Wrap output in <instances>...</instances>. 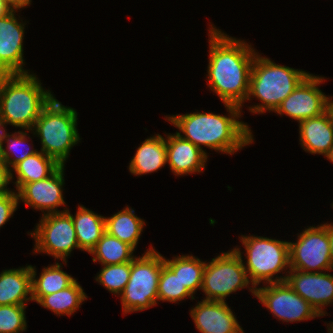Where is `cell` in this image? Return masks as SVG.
Returning a JSON list of instances; mask_svg holds the SVG:
<instances>
[{
	"label": "cell",
	"instance_id": "obj_1",
	"mask_svg": "<svg viewBox=\"0 0 333 333\" xmlns=\"http://www.w3.org/2000/svg\"><path fill=\"white\" fill-rule=\"evenodd\" d=\"M210 26L208 85L224 104L242 107L257 53L251 45Z\"/></svg>",
	"mask_w": 333,
	"mask_h": 333
},
{
	"label": "cell",
	"instance_id": "obj_2",
	"mask_svg": "<svg viewBox=\"0 0 333 333\" xmlns=\"http://www.w3.org/2000/svg\"><path fill=\"white\" fill-rule=\"evenodd\" d=\"M230 116L213 113H188L185 115L166 116L181 132V138L190 141L198 148L202 145L219 152L233 154L242 147L252 143L253 135L247 124L237 120L241 115V107L224 104Z\"/></svg>",
	"mask_w": 333,
	"mask_h": 333
},
{
	"label": "cell",
	"instance_id": "obj_3",
	"mask_svg": "<svg viewBox=\"0 0 333 333\" xmlns=\"http://www.w3.org/2000/svg\"><path fill=\"white\" fill-rule=\"evenodd\" d=\"M32 74L0 77V117L15 127L32 130L42 110L54 98Z\"/></svg>",
	"mask_w": 333,
	"mask_h": 333
},
{
	"label": "cell",
	"instance_id": "obj_4",
	"mask_svg": "<svg viewBox=\"0 0 333 333\" xmlns=\"http://www.w3.org/2000/svg\"><path fill=\"white\" fill-rule=\"evenodd\" d=\"M302 70L281 66L256 54L246 100L255 96L262 104L249 107L252 113L275 111L282 101L309 75Z\"/></svg>",
	"mask_w": 333,
	"mask_h": 333
},
{
	"label": "cell",
	"instance_id": "obj_5",
	"mask_svg": "<svg viewBox=\"0 0 333 333\" xmlns=\"http://www.w3.org/2000/svg\"><path fill=\"white\" fill-rule=\"evenodd\" d=\"M76 126V110L54 97L40 113L32 131L41 138V151L64 165L71 148L80 140Z\"/></svg>",
	"mask_w": 333,
	"mask_h": 333
},
{
	"label": "cell",
	"instance_id": "obj_6",
	"mask_svg": "<svg viewBox=\"0 0 333 333\" xmlns=\"http://www.w3.org/2000/svg\"><path fill=\"white\" fill-rule=\"evenodd\" d=\"M241 241L247 255V264L243 265L250 277L253 286L250 291L254 296L255 288L261 281L267 284L285 282L287 276H276L275 279L273 276L290 268L289 242L255 235H242Z\"/></svg>",
	"mask_w": 333,
	"mask_h": 333
},
{
	"label": "cell",
	"instance_id": "obj_7",
	"mask_svg": "<svg viewBox=\"0 0 333 333\" xmlns=\"http://www.w3.org/2000/svg\"><path fill=\"white\" fill-rule=\"evenodd\" d=\"M164 257L152 247L131 261L129 281L121 293L124 313L143 311L158 301V281Z\"/></svg>",
	"mask_w": 333,
	"mask_h": 333
},
{
	"label": "cell",
	"instance_id": "obj_8",
	"mask_svg": "<svg viewBox=\"0 0 333 333\" xmlns=\"http://www.w3.org/2000/svg\"><path fill=\"white\" fill-rule=\"evenodd\" d=\"M249 284L240 248H234L206 263L201 290L206 295L204 300L225 302L228 295Z\"/></svg>",
	"mask_w": 333,
	"mask_h": 333
},
{
	"label": "cell",
	"instance_id": "obj_9",
	"mask_svg": "<svg viewBox=\"0 0 333 333\" xmlns=\"http://www.w3.org/2000/svg\"><path fill=\"white\" fill-rule=\"evenodd\" d=\"M42 215L40 223L30 233L36 243L34 251L45 252L66 263L71 251L79 248L72 215L69 209Z\"/></svg>",
	"mask_w": 333,
	"mask_h": 333
},
{
	"label": "cell",
	"instance_id": "obj_10",
	"mask_svg": "<svg viewBox=\"0 0 333 333\" xmlns=\"http://www.w3.org/2000/svg\"><path fill=\"white\" fill-rule=\"evenodd\" d=\"M290 268L302 272L333 270L330 242L326 226L308 227L295 243L289 242ZM313 269V271H311Z\"/></svg>",
	"mask_w": 333,
	"mask_h": 333
},
{
	"label": "cell",
	"instance_id": "obj_11",
	"mask_svg": "<svg viewBox=\"0 0 333 333\" xmlns=\"http://www.w3.org/2000/svg\"><path fill=\"white\" fill-rule=\"evenodd\" d=\"M255 296L278 319L284 322L305 321L320 317L315 308L286 282L255 288Z\"/></svg>",
	"mask_w": 333,
	"mask_h": 333
},
{
	"label": "cell",
	"instance_id": "obj_12",
	"mask_svg": "<svg viewBox=\"0 0 333 333\" xmlns=\"http://www.w3.org/2000/svg\"><path fill=\"white\" fill-rule=\"evenodd\" d=\"M324 77L309 74L274 111L283 113L298 122L323 114L328 109V99L317 87Z\"/></svg>",
	"mask_w": 333,
	"mask_h": 333
},
{
	"label": "cell",
	"instance_id": "obj_13",
	"mask_svg": "<svg viewBox=\"0 0 333 333\" xmlns=\"http://www.w3.org/2000/svg\"><path fill=\"white\" fill-rule=\"evenodd\" d=\"M16 10L0 18V77L10 74H28L23 69L24 25L15 17Z\"/></svg>",
	"mask_w": 333,
	"mask_h": 333
},
{
	"label": "cell",
	"instance_id": "obj_14",
	"mask_svg": "<svg viewBox=\"0 0 333 333\" xmlns=\"http://www.w3.org/2000/svg\"><path fill=\"white\" fill-rule=\"evenodd\" d=\"M285 282L315 310L324 316L323 307L333 304V275L320 272H302L289 269Z\"/></svg>",
	"mask_w": 333,
	"mask_h": 333
},
{
	"label": "cell",
	"instance_id": "obj_15",
	"mask_svg": "<svg viewBox=\"0 0 333 333\" xmlns=\"http://www.w3.org/2000/svg\"><path fill=\"white\" fill-rule=\"evenodd\" d=\"M64 165H61L48 178L22 185L17 192L18 200L46 214L60 213L56 208L65 205L62 188L64 184Z\"/></svg>",
	"mask_w": 333,
	"mask_h": 333
},
{
	"label": "cell",
	"instance_id": "obj_16",
	"mask_svg": "<svg viewBox=\"0 0 333 333\" xmlns=\"http://www.w3.org/2000/svg\"><path fill=\"white\" fill-rule=\"evenodd\" d=\"M190 313L201 333H244L226 302L202 300Z\"/></svg>",
	"mask_w": 333,
	"mask_h": 333
},
{
	"label": "cell",
	"instance_id": "obj_17",
	"mask_svg": "<svg viewBox=\"0 0 333 333\" xmlns=\"http://www.w3.org/2000/svg\"><path fill=\"white\" fill-rule=\"evenodd\" d=\"M166 151L167 163L174 175L202 172L205 168L206 152L177 133L167 136Z\"/></svg>",
	"mask_w": 333,
	"mask_h": 333
},
{
	"label": "cell",
	"instance_id": "obj_18",
	"mask_svg": "<svg viewBox=\"0 0 333 333\" xmlns=\"http://www.w3.org/2000/svg\"><path fill=\"white\" fill-rule=\"evenodd\" d=\"M301 146L311 154L325 155L333 146V118L328 109L299 122Z\"/></svg>",
	"mask_w": 333,
	"mask_h": 333
},
{
	"label": "cell",
	"instance_id": "obj_19",
	"mask_svg": "<svg viewBox=\"0 0 333 333\" xmlns=\"http://www.w3.org/2000/svg\"><path fill=\"white\" fill-rule=\"evenodd\" d=\"M30 265L20 269L4 270L0 274V306L26 305L33 301ZM30 295V297H27Z\"/></svg>",
	"mask_w": 333,
	"mask_h": 333
},
{
	"label": "cell",
	"instance_id": "obj_20",
	"mask_svg": "<svg viewBox=\"0 0 333 333\" xmlns=\"http://www.w3.org/2000/svg\"><path fill=\"white\" fill-rule=\"evenodd\" d=\"M167 163L166 139L161 135L145 139L129 164L133 175H143L161 169Z\"/></svg>",
	"mask_w": 333,
	"mask_h": 333
},
{
	"label": "cell",
	"instance_id": "obj_21",
	"mask_svg": "<svg viewBox=\"0 0 333 333\" xmlns=\"http://www.w3.org/2000/svg\"><path fill=\"white\" fill-rule=\"evenodd\" d=\"M79 249L88 253L106 232L105 217L79 206L75 217L72 215Z\"/></svg>",
	"mask_w": 333,
	"mask_h": 333
},
{
	"label": "cell",
	"instance_id": "obj_22",
	"mask_svg": "<svg viewBox=\"0 0 333 333\" xmlns=\"http://www.w3.org/2000/svg\"><path fill=\"white\" fill-rule=\"evenodd\" d=\"M60 166L54 158L42 151L30 155L12 168L17 175L16 189L18 190L24 184L48 178Z\"/></svg>",
	"mask_w": 333,
	"mask_h": 333
},
{
	"label": "cell",
	"instance_id": "obj_23",
	"mask_svg": "<svg viewBox=\"0 0 333 333\" xmlns=\"http://www.w3.org/2000/svg\"><path fill=\"white\" fill-rule=\"evenodd\" d=\"M144 223L141 218L135 215L134 210L129 207H125V209L111 217H105L106 232L134 249L143 231Z\"/></svg>",
	"mask_w": 333,
	"mask_h": 333
},
{
	"label": "cell",
	"instance_id": "obj_24",
	"mask_svg": "<svg viewBox=\"0 0 333 333\" xmlns=\"http://www.w3.org/2000/svg\"><path fill=\"white\" fill-rule=\"evenodd\" d=\"M61 263L48 266L42 269L40 277L37 279L35 267L30 265L32 299L38 302L43 296L64 290L71 286L76 280L71 275L61 270Z\"/></svg>",
	"mask_w": 333,
	"mask_h": 333
},
{
	"label": "cell",
	"instance_id": "obj_25",
	"mask_svg": "<svg viewBox=\"0 0 333 333\" xmlns=\"http://www.w3.org/2000/svg\"><path fill=\"white\" fill-rule=\"evenodd\" d=\"M134 248L107 232L99 239L89 254L94 255L93 262H101L102 265H114L131 262Z\"/></svg>",
	"mask_w": 333,
	"mask_h": 333
},
{
	"label": "cell",
	"instance_id": "obj_26",
	"mask_svg": "<svg viewBox=\"0 0 333 333\" xmlns=\"http://www.w3.org/2000/svg\"><path fill=\"white\" fill-rule=\"evenodd\" d=\"M164 264L174 273L178 274L182 284L194 294L197 289H201L203 272L206 262L191 255H183L166 260Z\"/></svg>",
	"mask_w": 333,
	"mask_h": 333
},
{
	"label": "cell",
	"instance_id": "obj_27",
	"mask_svg": "<svg viewBox=\"0 0 333 333\" xmlns=\"http://www.w3.org/2000/svg\"><path fill=\"white\" fill-rule=\"evenodd\" d=\"M87 299L77 280L68 288L43 296L37 303L59 315H72Z\"/></svg>",
	"mask_w": 333,
	"mask_h": 333
},
{
	"label": "cell",
	"instance_id": "obj_28",
	"mask_svg": "<svg viewBox=\"0 0 333 333\" xmlns=\"http://www.w3.org/2000/svg\"><path fill=\"white\" fill-rule=\"evenodd\" d=\"M193 294L182 284L178 274H174L165 264L162 266L158 281V301L177 302Z\"/></svg>",
	"mask_w": 333,
	"mask_h": 333
},
{
	"label": "cell",
	"instance_id": "obj_29",
	"mask_svg": "<svg viewBox=\"0 0 333 333\" xmlns=\"http://www.w3.org/2000/svg\"><path fill=\"white\" fill-rule=\"evenodd\" d=\"M102 266L104 267L95 280L102 284L109 292L121 295L129 281L131 262Z\"/></svg>",
	"mask_w": 333,
	"mask_h": 333
},
{
	"label": "cell",
	"instance_id": "obj_30",
	"mask_svg": "<svg viewBox=\"0 0 333 333\" xmlns=\"http://www.w3.org/2000/svg\"><path fill=\"white\" fill-rule=\"evenodd\" d=\"M26 135H27V133L25 131L24 132L18 131L17 133L15 132L12 135L7 134V133L5 134L4 141L6 140L5 142L8 143L7 149H9V150H6L5 147L3 145H1L0 146V159H2L6 163L8 168L9 167L13 168L16 164L23 161L25 158L38 152L37 149L33 150L29 147H26V145H24V143L26 144V142L28 141L26 139ZM22 147H24V148L26 147L24 149V151L27 148H28V150H26L25 152L21 151L22 153L18 154V151L16 152V150H19V149L21 150ZM12 155H14L13 159L11 158Z\"/></svg>",
	"mask_w": 333,
	"mask_h": 333
},
{
	"label": "cell",
	"instance_id": "obj_31",
	"mask_svg": "<svg viewBox=\"0 0 333 333\" xmlns=\"http://www.w3.org/2000/svg\"><path fill=\"white\" fill-rule=\"evenodd\" d=\"M26 305L0 306V333H19L26 330Z\"/></svg>",
	"mask_w": 333,
	"mask_h": 333
},
{
	"label": "cell",
	"instance_id": "obj_32",
	"mask_svg": "<svg viewBox=\"0 0 333 333\" xmlns=\"http://www.w3.org/2000/svg\"><path fill=\"white\" fill-rule=\"evenodd\" d=\"M17 193L11 192L0 196V227L5 224L16 211L18 206Z\"/></svg>",
	"mask_w": 333,
	"mask_h": 333
},
{
	"label": "cell",
	"instance_id": "obj_33",
	"mask_svg": "<svg viewBox=\"0 0 333 333\" xmlns=\"http://www.w3.org/2000/svg\"><path fill=\"white\" fill-rule=\"evenodd\" d=\"M11 171L13 170L9 169L6 163L0 159V196L12 192L9 188L7 189V184L13 179Z\"/></svg>",
	"mask_w": 333,
	"mask_h": 333
},
{
	"label": "cell",
	"instance_id": "obj_34",
	"mask_svg": "<svg viewBox=\"0 0 333 333\" xmlns=\"http://www.w3.org/2000/svg\"><path fill=\"white\" fill-rule=\"evenodd\" d=\"M6 5H8L12 10H20V8H25L31 4V0H2Z\"/></svg>",
	"mask_w": 333,
	"mask_h": 333
},
{
	"label": "cell",
	"instance_id": "obj_35",
	"mask_svg": "<svg viewBox=\"0 0 333 333\" xmlns=\"http://www.w3.org/2000/svg\"><path fill=\"white\" fill-rule=\"evenodd\" d=\"M328 231L329 242H330V257L333 264V224H324Z\"/></svg>",
	"mask_w": 333,
	"mask_h": 333
},
{
	"label": "cell",
	"instance_id": "obj_36",
	"mask_svg": "<svg viewBox=\"0 0 333 333\" xmlns=\"http://www.w3.org/2000/svg\"><path fill=\"white\" fill-rule=\"evenodd\" d=\"M12 9L0 0V18L8 14Z\"/></svg>",
	"mask_w": 333,
	"mask_h": 333
},
{
	"label": "cell",
	"instance_id": "obj_37",
	"mask_svg": "<svg viewBox=\"0 0 333 333\" xmlns=\"http://www.w3.org/2000/svg\"><path fill=\"white\" fill-rule=\"evenodd\" d=\"M5 124H6V122L0 117V146L3 145V143H4V137H5V134L7 133L4 130V125Z\"/></svg>",
	"mask_w": 333,
	"mask_h": 333
},
{
	"label": "cell",
	"instance_id": "obj_38",
	"mask_svg": "<svg viewBox=\"0 0 333 333\" xmlns=\"http://www.w3.org/2000/svg\"><path fill=\"white\" fill-rule=\"evenodd\" d=\"M324 156L327 157V159H329L333 163V146Z\"/></svg>",
	"mask_w": 333,
	"mask_h": 333
},
{
	"label": "cell",
	"instance_id": "obj_39",
	"mask_svg": "<svg viewBox=\"0 0 333 333\" xmlns=\"http://www.w3.org/2000/svg\"><path fill=\"white\" fill-rule=\"evenodd\" d=\"M330 99H332V97L328 99V111L330 112V114L333 118V101Z\"/></svg>",
	"mask_w": 333,
	"mask_h": 333
}]
</instances>
